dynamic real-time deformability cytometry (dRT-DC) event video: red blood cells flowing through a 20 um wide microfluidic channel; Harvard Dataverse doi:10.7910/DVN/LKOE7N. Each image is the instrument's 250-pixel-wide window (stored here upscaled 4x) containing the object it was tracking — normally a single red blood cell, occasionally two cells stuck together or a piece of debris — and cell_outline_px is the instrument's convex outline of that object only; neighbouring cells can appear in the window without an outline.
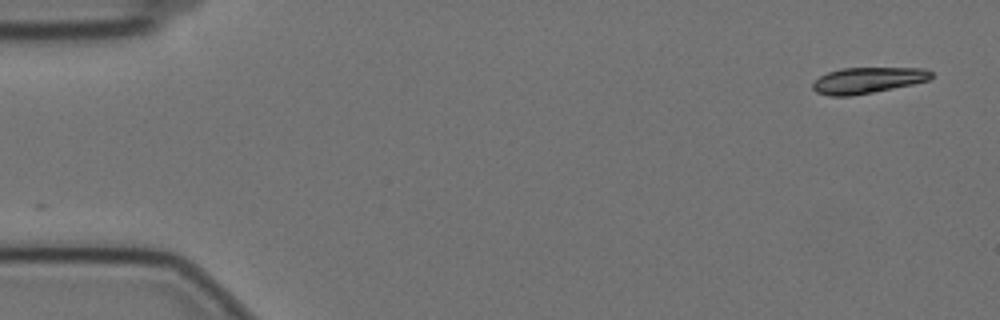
{"species": "Egyptian fruit bat (a non-hibernating species)", "species_latin": "Rousettus aegyptiacus", "temperature_condition": "cold", "stored_images_in_passage": 27, "camera_frame_rate_fps": 3000, "um_per_image_px": 0.085, "animal": {"sex": "female"}, "frame": {"image": 1, "passage_image": 1, "time_ms": 0.0, "image_size_px": [1000, 320], "cell_outline_px": [[932, 76], [928, 80], [912, 84], [852, 96], [828, 96], [816, 92], [812, 88], [812, 84], [820, 76], [828, 72], [840, 68], [924, 68], [932, 72]], "centroid_in_image_um": [73.71, 6.82], "position_along_channel_um": 11.3, "area_um2": 17.86}}
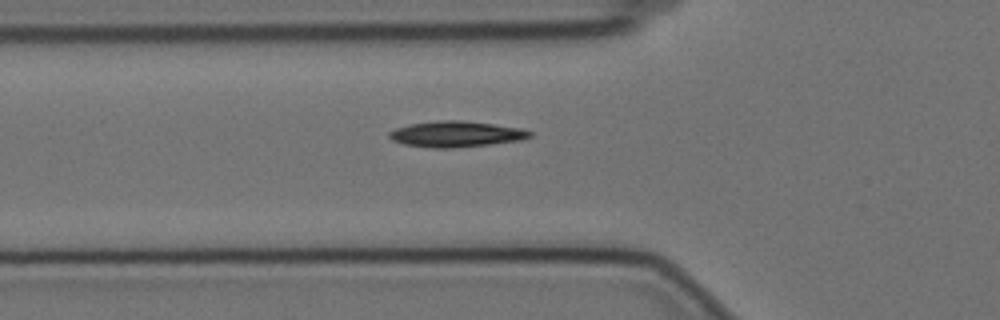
{"frame": {"image": 2, "passage_image": 18, "time_ms": 5.667, "image_size_px": [1000, 320], "cell_outline_px": [[532, 136], [520, 140], [492, 144], [456, 148], [432, 148], [404, 144], [392, 140], [388, 136], [388, 132], [396, 128], [408, 124], [440, 120], [460, 120], [524, 128], [532, 132]], "centroid_in_image_um": [38.77, 11.4], "position_along_channel_um": 87.0, "area_um2": 21.33}}
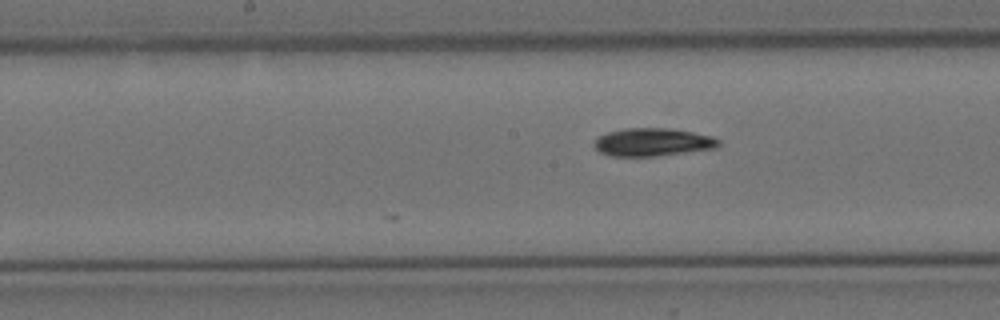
{"frame": {"image": 3, "passage_image": 27, "time_ms": 8.667, "image_size_px": [1000, 320], "cell_outline_px": [[720, 144], [716, 148], [656, 156], [612, 156], [600, 152], [592, 144], [600, 136], [608, 132], [624, 128], [668, 128], [692, 132], [712, 136], [720, 140]], "centroid_in_image_um": [55.48, 12.08], "position_along_channel_um": 192.7, "area_um2": 20.17}}